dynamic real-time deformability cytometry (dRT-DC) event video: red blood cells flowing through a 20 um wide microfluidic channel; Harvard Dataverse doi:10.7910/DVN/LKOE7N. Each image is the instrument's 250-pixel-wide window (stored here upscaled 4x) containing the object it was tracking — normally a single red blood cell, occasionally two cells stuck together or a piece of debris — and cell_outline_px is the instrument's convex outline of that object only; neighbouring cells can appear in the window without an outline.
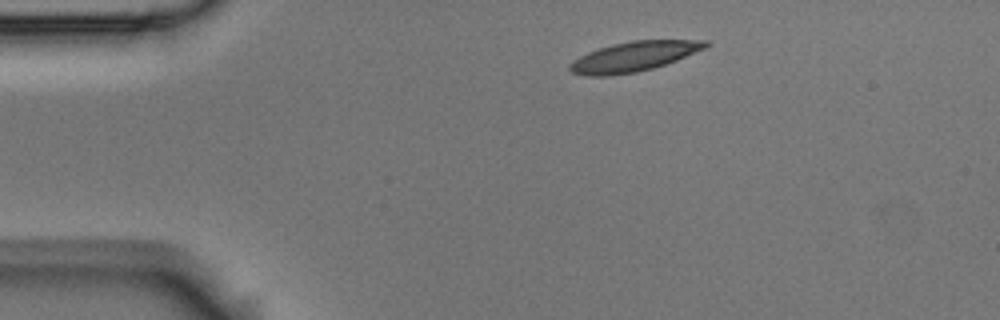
{"species": "Egyptian fruit bat (a non-hibernating species)", "species_latin": "Rousettus aegyptiacus", "temperature_condition": "room temperature", "stored_images_in_passage": 7, "camera_frame_rate_fps": 3000, "um_per_image_px": 0.085, "animal": {"sex": "male"}, "frame": {"image": 1, "passage_image": 1, "time_ms": 0.0, "image_size_px": [1000, 320], "cell_outline_px": [[712, 44], [708, 48], [676, 60], [652, 68], [636, 72], [612, 76], [588, 76], [572, 72], [568, 68], [568, 64], [572, 60], [588, 52], [612, 44], [632, 40], [708, 40]], "centroid_in_image_um": [53.9, 4.8], "position_along_channel_um": 31.1, "area_um2": 23.76}}
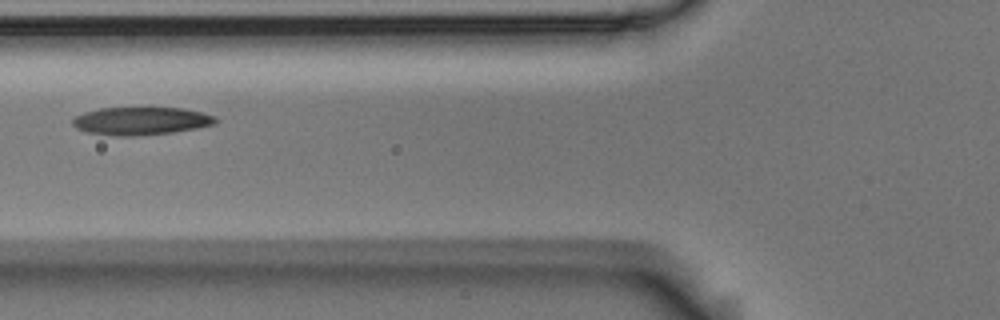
{"frame": {"image": 2, "passage_image": 4, "time_ms": 1.0, "image_size_px": [1000, 320], "cell_outline_px": [[220, 120], [216, 124], [196, 128], [172, 132], [136, 136], [116, 136], [88, 132], [76, 128], [72, 124], [72, 120], [76, 116], [84, 112], [100, 108], [180, 108], [200, 112], [216, 116]], "centroid_in_image_um": [12.0, 10.28], "position_along_channel_um": 113.8, "area_um2": 23.18}}
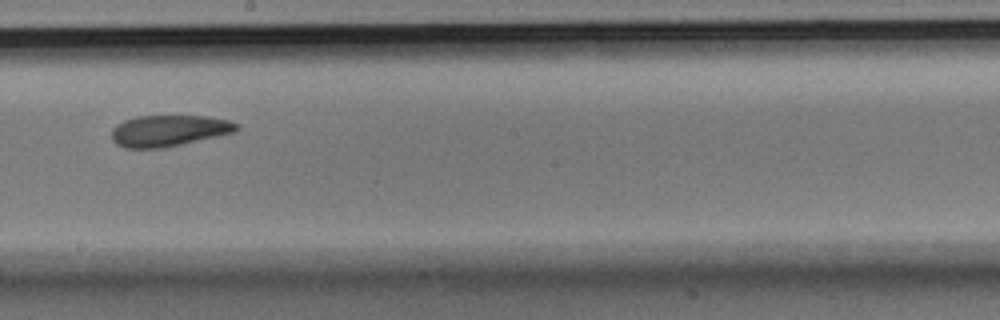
{"frame": {"image": 3, "passage_image": 7, "time_ms": 2.0, "image_size_px": [1000, 320], "cell_outline_px": [[240, 128], [236, 132], [164, 148], [124, 148], [116, 144], [112, 140], [112, 128], [116, 124], [124, 120], [136, 116], [208, 116], [228, 120], [240, 124]], "centroid_in_image_um": [14.36, 11.11], "position_along_channel_um": 233.8, "area_um2": 23.0}}